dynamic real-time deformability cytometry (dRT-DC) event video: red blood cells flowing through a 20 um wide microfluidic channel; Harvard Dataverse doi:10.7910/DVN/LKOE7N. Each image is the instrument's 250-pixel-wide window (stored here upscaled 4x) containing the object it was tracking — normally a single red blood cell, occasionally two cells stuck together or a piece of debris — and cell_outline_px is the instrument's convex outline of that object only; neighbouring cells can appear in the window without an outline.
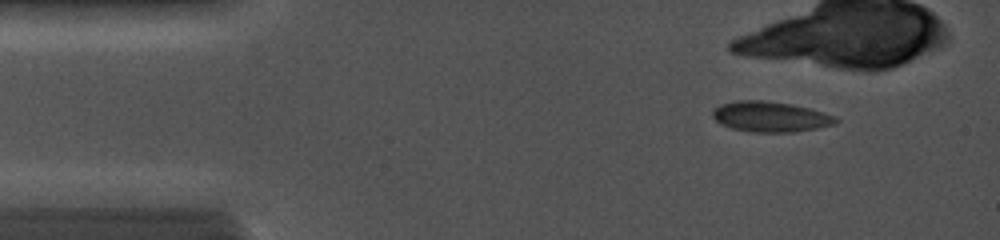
{"species": "common noctule bat (a hibernating species)", "species_latin": "Nyctalus noctula", "temperature_condition": "cold", "stored_images_in_passage": 10, "camera_frame_rate_fps": 5000, "um_per_image_px": 0.085, "animal": {"sex": "female", "body_mass_g": 19.0, "forearm_length_mm": 56.7}, "frame": {"image": 1, "passage_image": 5, "time_ms": 1.4, "image_size_px": [1000, 240], "cell_outline_px": [[840, 120], [836, 124], [816, 128], [792, 132], [752, 132], [732, 128], [720, 124], [712, 116], [712, 108], [720, 104], [740, 100], [760, 100], [792, 104], [808, 108], [836, 116]], "centroid_in_image_um": [65.47, 9.92], "position_along_channel_um": 19.5, "area_um2": 21.85}}